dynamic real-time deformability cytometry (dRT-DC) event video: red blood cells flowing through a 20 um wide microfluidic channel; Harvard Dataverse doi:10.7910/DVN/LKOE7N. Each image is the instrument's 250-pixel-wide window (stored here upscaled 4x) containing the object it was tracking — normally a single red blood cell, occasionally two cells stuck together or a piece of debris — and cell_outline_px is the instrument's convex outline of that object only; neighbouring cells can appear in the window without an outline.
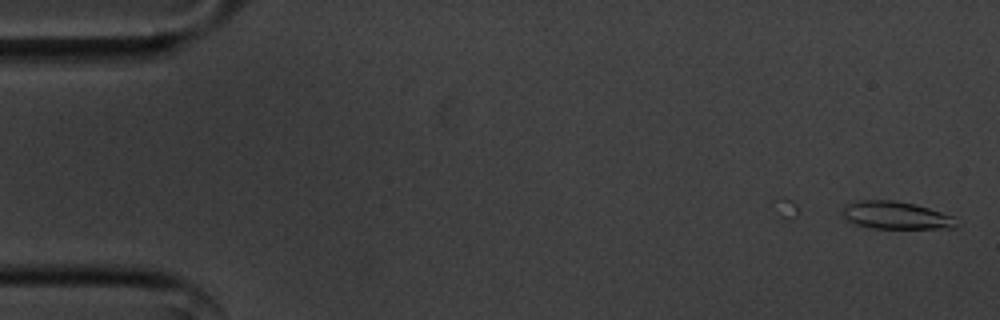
{"species": "common noctule bat (a hibernating species)", "species_latin": "Nyctalus noctula", "temperature_condition": "cold", "stored_images_in_passage": 36, "camera_frame_rate_fps": 3000, "um_per_image_px": 0.085, "animal": {"sex": "male", "body_mass_g": 20.1, "forearm_length_mm": 53.5}, "frame": {"image": 1, "passage_image": 1, "time_ms": 0.0, "image_size_px": [1000, 320], "cell_outline_px": [[956, 228], [868, 228], [844, 220], [840, 212], [844, 204], [860, 200], [892, 200], [916, 204], [952, 216], [956, 224]], "centroid_in_image_um": [76.04, 18.3], "position_along_channel_um": 9.0, "area_um2": 18.44}}
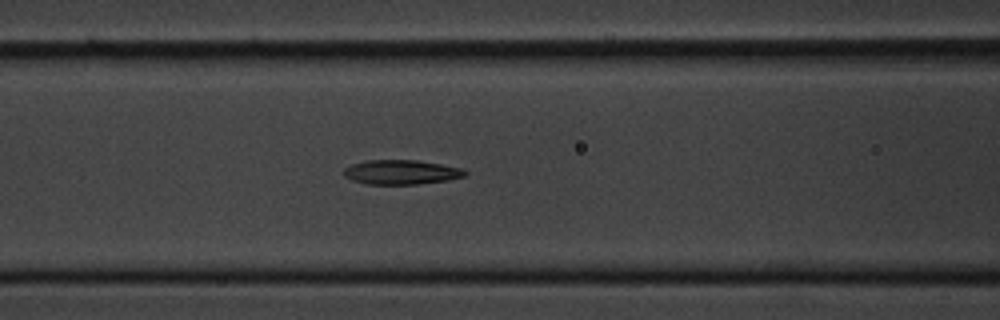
{"frame": {"image": 2, "passage_image": 22, "time_ms": 7.0, "image_size_px": [1000, 320], "cell_outline_px": [[468, 172], [464, 176], [448, 180], [416, 184], [364, 184], [352, 180], [344, 176], [344, 168], [352, 164], [364, 160], [416, 160], [440, 164], [460, 168]], "centroid_in_image_um": [34.06, 14.63], "position_along_channel_um": 132.5, "area_um2": 17.22}}
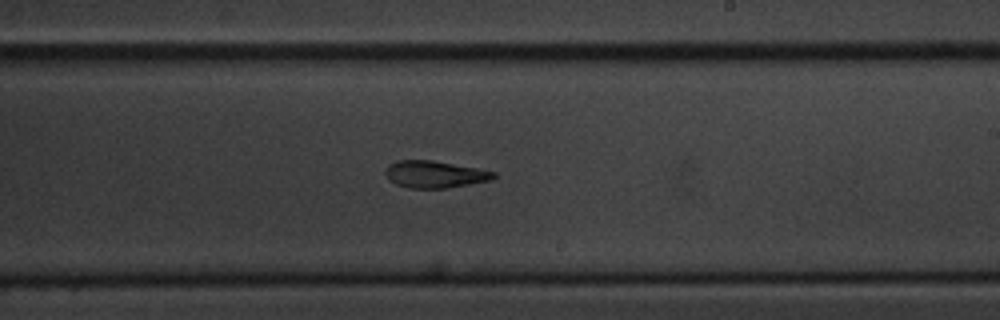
{"frame": {"image": 3, "passage_image": 32, "time_ms": 10.333, "image_size_px": [1000, 320], "cell_outline_px": [[496, 176], [492, 180], [444, 188], [408, 188], [396, 184], [388, 180], [384, 172], [388, 164], [396, 160], [432, 160], [476, 168], [496, 172]], "centroid_in_image_um": [36.9, 14.81], "position_along_channel_um": 252.1, "area_um2": 17.05}}